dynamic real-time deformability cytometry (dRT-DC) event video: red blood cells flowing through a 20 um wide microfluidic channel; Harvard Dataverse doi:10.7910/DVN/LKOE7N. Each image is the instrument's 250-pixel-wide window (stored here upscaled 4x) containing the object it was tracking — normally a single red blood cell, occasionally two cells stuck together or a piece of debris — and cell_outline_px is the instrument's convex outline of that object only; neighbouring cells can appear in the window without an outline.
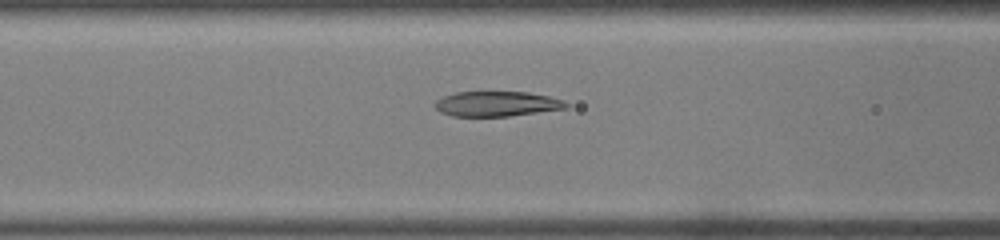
{"species": "common noctule bat (a hibernating species)", "species_latin": "Nyctalus noctula", "temperature_condition": "warm", "stored_images_in_passage": 32, "camera_frame_rate_fps": 3000, "um_per_image_px": 0.085, "animal": {"sex": "male", "body_mass_g": 19.0, "forearm_length_mm": 50.8}, "frame": {"image": 1, "passage_image": 10, "time_ms": 3.0, "image_size_px": [1000, 240], "cell_outline_px": [[568, 108], [508, 116], [452, 116], [440, 112], [432, 104], [436, 100], [444, 96], [456, 92], [484, 88], [528, 92], [548, 96], [564, 100], [568, 104]], "centroid_in_image_um": [42.18, 8.77], "position_along_channel_um": 124.4, "area_um2": 20.17}}
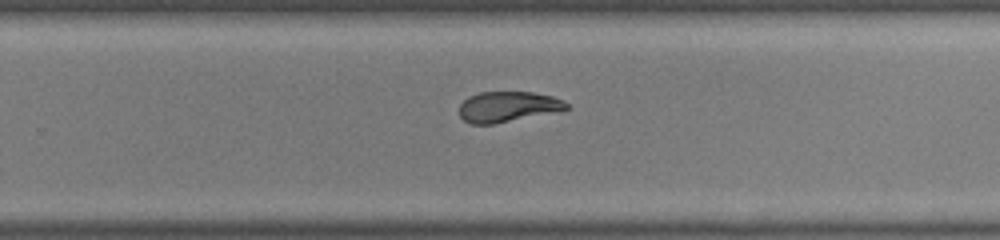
{"frame": {"image": 2, "passage_image": 19, "time_ms": 6.0, "image_size_px": [1000, 240], "cell_outline_px": [[568, 108], [564, 112], [492, 124], [472, 124], [464, 120], [460, 116], [460, 104], [468, 96], [480, 92], [532, 92], [552, 96], [564, 100], [568, 104]], "centroid_in_image_um": [43.23, 9.08], "position_along_channel_um": 286.6, "area_um2": 19.42}}
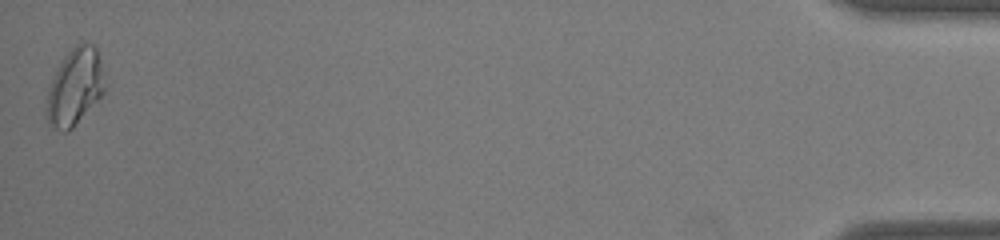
{"frame": {"image": 3, "passage_image": 32, "time_ms": 10.333, "image_size_px": [1000, 240], "cell_outline_px": [[108, 84], [104, 92], [72, 128], [64, 132], [52, 128], [48, 124], [44, 116], [48, 88], [56, 68], [64, 56], [76, 44], [92, 44], [96, 48]], "centroid_in_image_um": [6.34, 7.41], "position_along_channel_um": 428.9, "area_um2": 26.36}}